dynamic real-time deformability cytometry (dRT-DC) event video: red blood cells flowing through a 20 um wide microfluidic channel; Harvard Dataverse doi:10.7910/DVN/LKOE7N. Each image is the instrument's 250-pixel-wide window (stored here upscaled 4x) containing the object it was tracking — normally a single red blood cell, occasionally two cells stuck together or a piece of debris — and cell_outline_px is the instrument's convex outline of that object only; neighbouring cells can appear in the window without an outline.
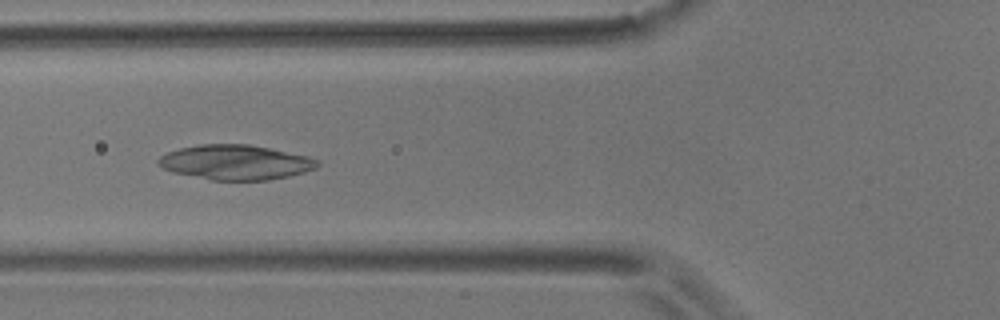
{"species": "common noctule bat (a hibernating species)", "species_latin": "Nyctalus noctula", "temperature_condition": "room temperature", "stored_images_in_passage": 56, "camera_frame_rate_fps": 3000, "um_per_image_px": 0.085, "animal": {"sex": "male", "body_mass_g": 17.9}, "frame": {"image": 1, "passage_image": 21, "time_ms": 6.667, "image_size_px": [1000, 320], "cell_outline_px": [[320, 164], [316, 168], [304, 172], [288, 176], [268, 180], [212, 180], [172, 172], [164, 168], [156, 160], [160, 156], [168, 152], [180, 148], [200, 144], [248, 144], [308, 156], [320, 160]], "centroid_in_image_um": [20.04, 13.79], "position_along_channel_um": 105.8, "area_um2": 32.14}}
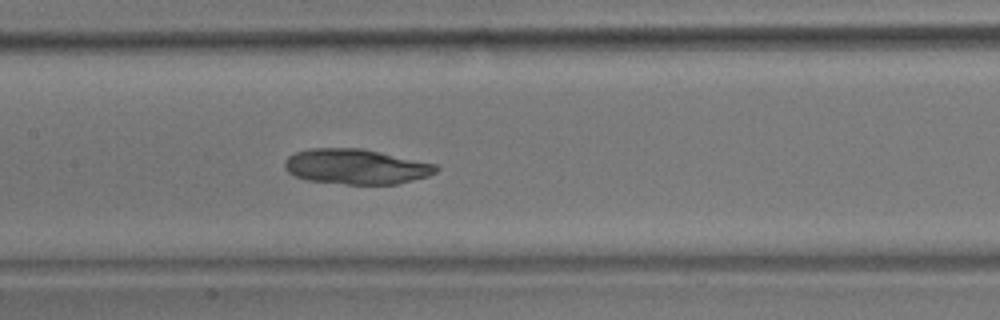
{"frame": {"image": 2, "passage_image": 27, "time_ms": 8.667, "image_size_px": [1000, 320], "cell_outline_px": [[440, 168], [436, 172], [428, 176], [396, 184], [344, 184], [304, 180], [288, 172], [284, 168], [284, 160], [288, 156], [296, 152], [308, 148], [364, 148], [436, 164]], "centroid_in_image_um": [30.24, 14.15], "position_along_channel_um": 177.2, "area_um2": 31.27}}
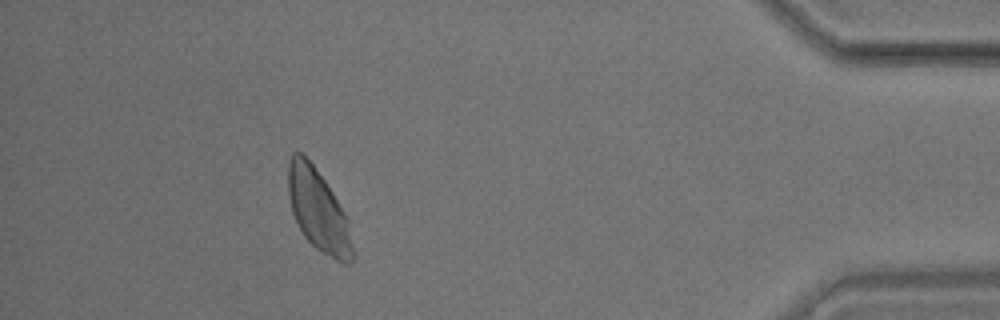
{"frame": {"image": 3, "passage_image": 51, "time_ms": 16.667, "image_size_px": [1000, 320], "cell_outline_px": [[356, 256], [348, 264], [344, 264], [336, 260], [316, 248], [304, 236], [292, 212], [288, 196], [288, 164], [292, 152], [300, 152], [312, 164], [324, 180], [348, 216], [356, 252]], "centroid_in_image_um": [27.11, 17.93], "position_along_channel_um": 408.1, "area_um2": 30.98}}